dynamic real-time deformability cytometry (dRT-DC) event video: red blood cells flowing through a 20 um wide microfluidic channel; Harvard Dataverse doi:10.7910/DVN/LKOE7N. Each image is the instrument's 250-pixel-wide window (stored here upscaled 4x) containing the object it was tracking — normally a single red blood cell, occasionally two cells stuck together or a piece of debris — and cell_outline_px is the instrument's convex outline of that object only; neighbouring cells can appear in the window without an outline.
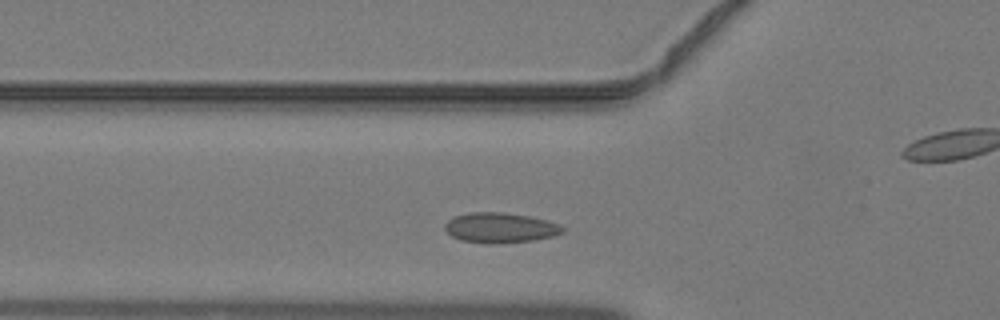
{"species": "common noctule bat (a hibernating species)", "species_latin": "Nyctalus noctula", "temperature_condition": "warm", "stored_images_in_passage": 40, "camera_frame_rate_fps": 3000, "um_per_image_px": 0.085, "animal": {"sex": "male", "body_mass_g": 19.2, "forearm_length_mm": 51.8}, "frame": {"image": 1, "passage_image": 13, "time_ms": 4.0, "image_size_px": [1000, 320], "cell_outline_px": [[564, 232], [552, 236], [532, 240], [496, 244], [488, 244], [460, 240], [452, 236], [444, 228], [444, 224], [448, 220], [456, 216], [468, 212], [504, 212], [528, 216], [548, 220], [564, 228]], "centroid_in_image_um": [42.49, 19.36], "position_along_channel_um": 83.3, "area_um2": 20.63}}
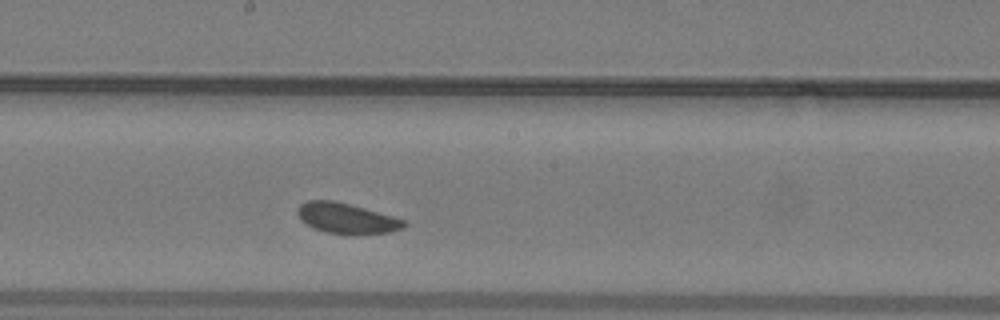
{"frame": {"image": 2, "passage_image": 22, "time_ms": 7.0, "image_size_px": [1000, 320], "cell_outline_px": [[408, 224], [400, 228], [388, 232], [328, 232], [312, 228], [300, 220], [296, 212], [300, 204], [308, 200], [332, 200], [364, 208], [404, 220]], "centroid_in_image_um": [29.36, 18.51], "position_along_channel_um": 218.8, "area_um2": 18.03}}
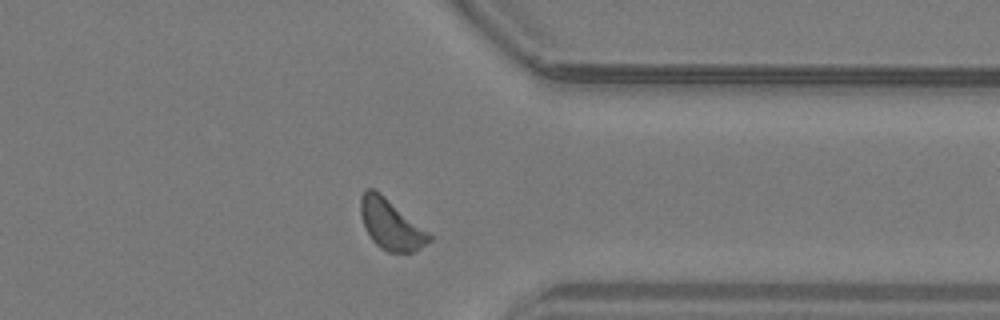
{"frame": {"image": 3, "passage_image": 33, "time_ms": 10.667, "image_size_px": [1000, 320], "cell_outline_px": [[432, 240], [416, 252], [388, 252], [380, 248], [372, 240], [364, 224], [360, 212], [360, 196], [364, 188], [372, 188], [380, 192], [428, 232], [432, 236]], "centroid_in_image_um": [33.21, 19.07], "position_along_channel_um": 378.2, "area_um2": 20.0}}